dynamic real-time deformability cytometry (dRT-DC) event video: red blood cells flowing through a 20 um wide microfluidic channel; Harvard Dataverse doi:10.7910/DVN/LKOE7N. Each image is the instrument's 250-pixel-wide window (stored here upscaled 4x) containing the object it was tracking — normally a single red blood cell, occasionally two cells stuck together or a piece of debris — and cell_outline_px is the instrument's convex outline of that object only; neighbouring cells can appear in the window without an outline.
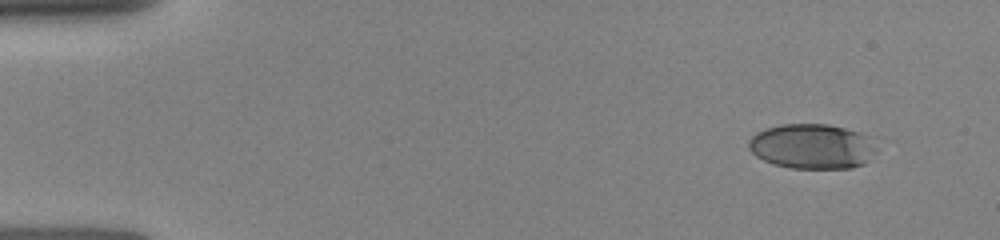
{"species": "human", "species_latin": "Homo sapiens", "temperature_condition": "room temperature", "stored_images_in_passage": 8, "camera_frame_rate_fps": 3000, "um_per_image_px": 0.085, "donor": {"sex": "female"}, "frame": {"image": 1, "passage_image": 1, "time_ms": 0.0, "image_size_px": [1000, 240], "cell_outline_px": [[880, 136], [876, 152], [864, 164], [852, 168], [792, 168], [772, 164], [756, 156], [748, 148], [748, 140], [756, 132], [764, 128], [780, 124], [828, 124]], "centroid_in_image_um": [69.13, 12.42], "position_along_channel_um": 15.9, "area_um2": 34.56}}
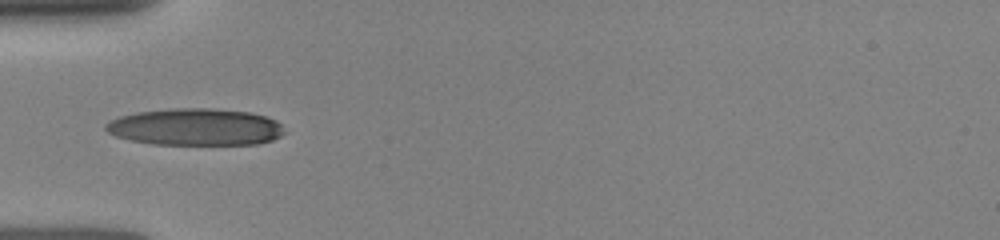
{"frame": {"image": 2, "passage_image": 8, "time_ms": 4.0, "image_size_px": [1000, 240], "cell_outline_px": [[288, 132], [272, 140], [256, 144], [152, 144], [132, 140], [116, 136], [108, 132], [104, 128], [104, 124], [120, 116], [136, 112], [176, 108], [208, 108], [252, 112], [268, 116], [276, 120]], "centroid_in_image_um": [16.66, 10.79], "position_along_channel_um": 68.3, "area_um2": 38.61}}